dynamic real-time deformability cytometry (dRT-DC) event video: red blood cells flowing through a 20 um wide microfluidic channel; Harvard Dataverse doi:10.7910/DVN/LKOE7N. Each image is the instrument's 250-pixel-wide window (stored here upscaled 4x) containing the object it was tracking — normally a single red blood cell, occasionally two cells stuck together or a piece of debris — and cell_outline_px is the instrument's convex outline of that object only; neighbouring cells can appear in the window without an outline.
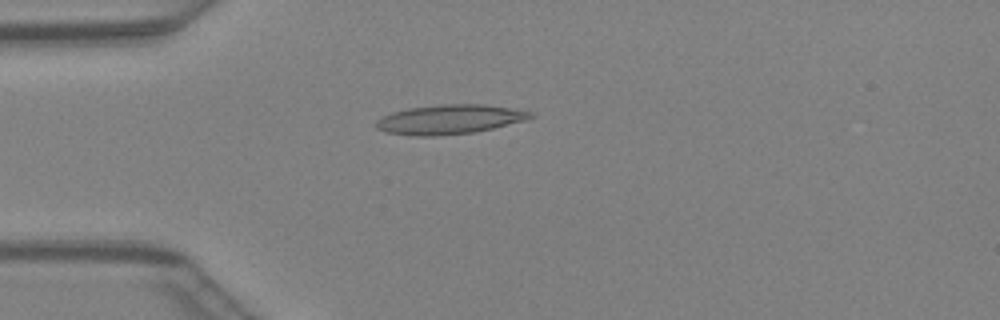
{"species": "Egyptian fruit bat (a non-hibernating species)", "species_latin": "Rousettus aegyptiacus", "temperature_condition": "warm", "stored_images_in_passage": 44, "camera_frame_rate_fps": 3000, "um_per_image_px": 0.085, "animal": {"sex": "female"}, "frame": {"image": 1, "passage_image": 12, "time_ms": 3.667, "image_size_px": [1000, 320], "cell_outline_px": [[536, 116], [524, 120], [476, 132], [436, 136], [412, 136], [384, 132], [376, 128], [376, 120], [392, 112], [408, 108], [444, 104], [484, 104], [512, 108], [536, 112]], "centroid_in_image_um": [38.22, 10.15], "position_along_channel_um": 46.8, "area_um2": 26.59}}
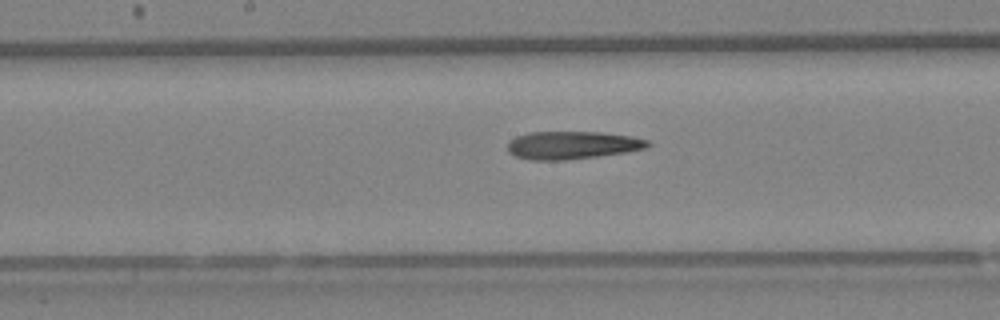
{"frame": {"image": 2, "passage_image": 23, "time_ms": 7.333, "image_size_px": [1000, 320], "cell_outline_px": [[652, 144], [648, 148], [628, 152], [564, 160], [532, 160], [516, 156], [508, 152], [508, 144], [516, 136], [528, 132], [600, 132], [632, 136], [648, 140]], "centroid_in_image_um": [48.69, 12.33], "position_along_channel_um": 199.5, "area_um2": 22.77}}
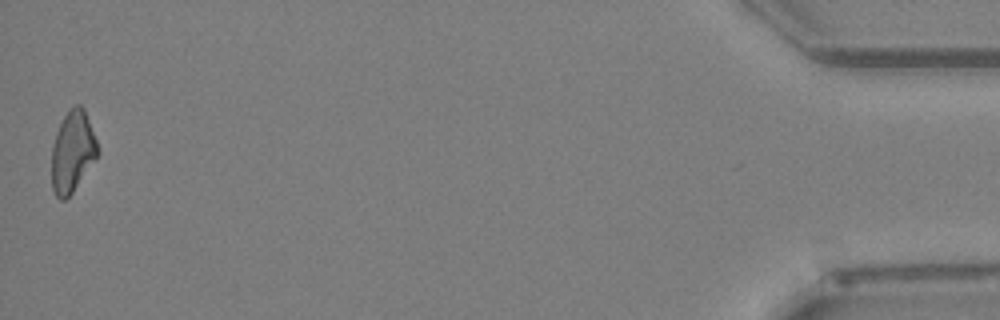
{"frame": {"image": 3, "passage_image": 44, "time_ms": 14.333, "image_size_px": [1000, 320], "cell_outline_px": [[100, 152], [72, 192], [64, 200], [60, 200], [56, 196], [52, 188], [52, 148], [56, 132], [68, 108], [76, 104], [80, 104], [84, 108], [96, 140]], "centroid_in_image_um": [6.16, 12.86], "position_along_channel_um": 429.0, "area_um2": 21.56}}